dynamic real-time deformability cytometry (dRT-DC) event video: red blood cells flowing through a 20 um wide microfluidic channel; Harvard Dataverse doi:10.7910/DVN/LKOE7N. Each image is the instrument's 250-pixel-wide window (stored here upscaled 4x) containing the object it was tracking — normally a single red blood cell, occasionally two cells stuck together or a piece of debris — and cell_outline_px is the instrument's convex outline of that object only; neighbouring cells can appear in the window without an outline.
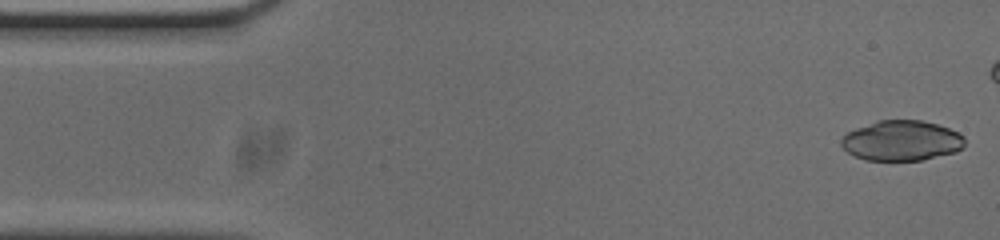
{"species": "common noctule bat (a hibernating species)", "species_latin": "Nyctalus noctula", "temperature_condition": "cold", "stored_images_in_passage": 42, "camera_frame_rate_fps": 3000, "um_per_image_px": 0.085, "animal": {"sex": "male", "body_mass_g": 20.0, "forearm_length_mm": 53.3}, "frame": {"image": 1, "passage_image": 1, "time_ms": 0.0, "image_size_px": [1000, 240], "cell_outline_px": [[964, 148], [956, 152], [920, 160], [864, 160], [848, 152], [840, 144], [840, 140], [848, 132], [856, 128], [880, 120], [920, 120], [936, 124], [948, 128], [964, 136]], "centroid_in_image_um": [76.64, 11.96], "position_along_channel_um": 8.4, "area_um2": 28.73}}